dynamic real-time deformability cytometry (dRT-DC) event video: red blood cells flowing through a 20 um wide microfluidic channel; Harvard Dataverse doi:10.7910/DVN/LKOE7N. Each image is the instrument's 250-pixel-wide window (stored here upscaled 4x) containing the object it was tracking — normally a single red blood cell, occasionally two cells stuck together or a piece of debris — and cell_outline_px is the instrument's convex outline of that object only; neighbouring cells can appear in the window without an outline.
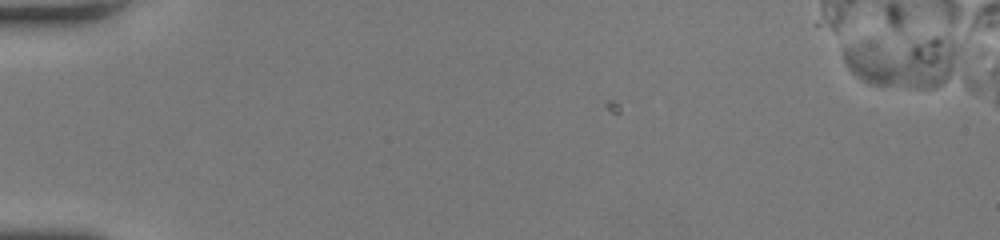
{"species": "human", "species_latin": "Homo sapiens", "temperature_condition": "room temperature", "stored_images_in_passage": 4, "camera_frame_rate_fps": 3000, "um_per_image_px": 0.085, "donor": {"sex": "female"}, "frame": {"image": 1, "passage_image": 1, "time_ms": 0.0, "image_size_px": [1000, 240], "cell_outline_px": [[956, 52], [952, 76], [940, 84], [932, 88], [908, 88], [868, 84], [856, 76], [848, 68], [844, 60], [844, 48], [860, 44], [936, 36], [952, 44]], "centroid_in_image_um": [76.74, 5.3], "position_along_channel_um": 8.3, "area_um2": 33.52}}